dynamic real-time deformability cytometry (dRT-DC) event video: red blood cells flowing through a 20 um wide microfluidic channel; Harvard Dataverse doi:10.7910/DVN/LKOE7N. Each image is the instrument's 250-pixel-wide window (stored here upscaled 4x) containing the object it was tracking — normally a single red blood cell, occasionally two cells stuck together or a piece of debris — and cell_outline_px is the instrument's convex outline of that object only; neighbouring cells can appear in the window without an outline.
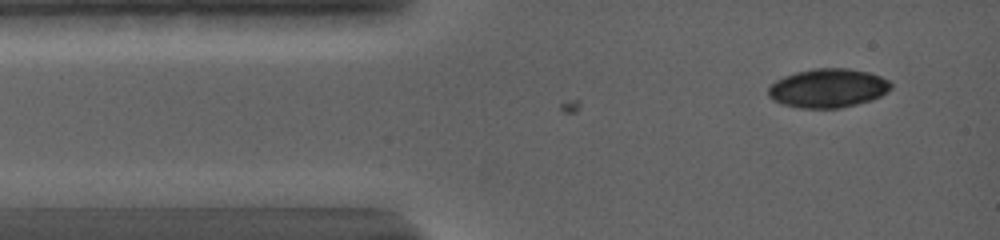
{"species": "common noctule bat (a hibernating species)", "species_latin": "Nyctalus noctula", "temperature_condition": "warm", "stored_images_in_passage": 14, "camera_frame_rate_fps": 5000, "um_per_image_px": 0.085, "animal": {"sex": "female", "body_mass_g": 19.0, "forearm_length_mm": 56.7}, "frame": {"image": 1, "passage_image": 4, "time_ms": 0.8, "image_size_px": [1000, 240], "cell_outline_px": [[892, 88], [888, 92], [872, 100], [840, 108], [800, 108], [784, 104], [772, 100], [768, 96], [768, 88], [776, 80], [784, 76], [796, 72], [816, 68], [848, 68], [868, 72], [880, 76], [888, 80], [892, 84]], "centroid_in_image_um": [70.39, 7.49], "position_along_channel_um": 14.6, "area_um2": 27.86}}